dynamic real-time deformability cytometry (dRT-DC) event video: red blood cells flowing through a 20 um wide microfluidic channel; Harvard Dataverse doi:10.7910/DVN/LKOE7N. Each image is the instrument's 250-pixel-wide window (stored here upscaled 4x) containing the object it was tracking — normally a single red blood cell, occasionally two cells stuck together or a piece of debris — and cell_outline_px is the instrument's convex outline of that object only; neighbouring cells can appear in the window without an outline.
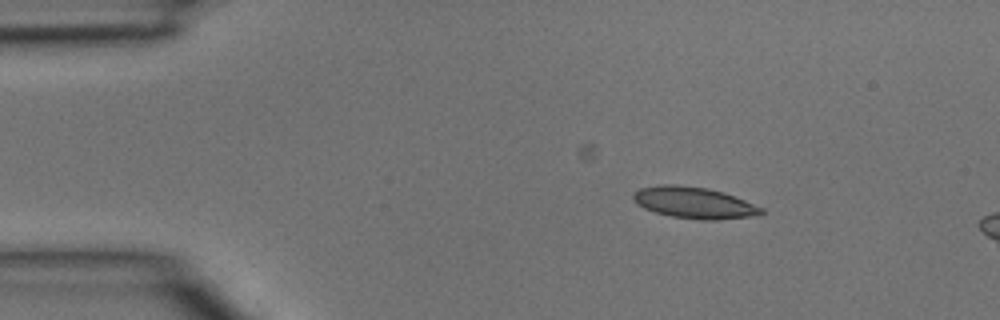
{"species": "common noctule bat (a hibernating species)", "species_latin": "Nyctalus noctula", "temperature_condition": "room temperature", "stored_images_in_passage": 3, "camera_frame_rate_fps": 3000, "um_per_image_px": 0.085, "animal": {"sex": "male", "body_mass_g": 15.6}, "frame": {"image": 1, "passage_image": 1, "time_ms": 0.0, "image_size_px": [1000, 320], "cell_outline_px": [[764, 212], [760, 216], [716, 220], [700, 220], [672, 216], [656, 212], [644, 208], [636, 204], [632, 200], [632, 196], [640, 188], [664, 184], [672, 184], [708, 188], [724, 192], [764, 208]], "centroid_in_image_um": [59.04, 17.24], "position_along_channel_um": 26.0, "area_um2": 23.58}}
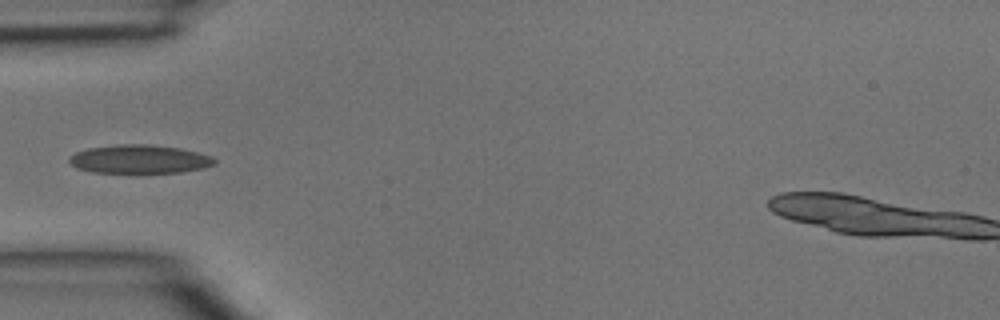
{"frame": {"image": 2, "passage_image": 3, "time_ms": 0.667, "image_size_px": [1000, 320], "cell_outline_px": [[216, 164], [204, 168], [180, 172], [136, 176], [92, 172], [76, 168], [68, 160], [76, 152], [88, 148], [120, 144], [148, 144], [180, 148], [212, 156], [216, 160]], "centroid_in_image_um": [11.86, 13.58], "position_along_channel_um": 73.1, "area_um2": 25.26}}